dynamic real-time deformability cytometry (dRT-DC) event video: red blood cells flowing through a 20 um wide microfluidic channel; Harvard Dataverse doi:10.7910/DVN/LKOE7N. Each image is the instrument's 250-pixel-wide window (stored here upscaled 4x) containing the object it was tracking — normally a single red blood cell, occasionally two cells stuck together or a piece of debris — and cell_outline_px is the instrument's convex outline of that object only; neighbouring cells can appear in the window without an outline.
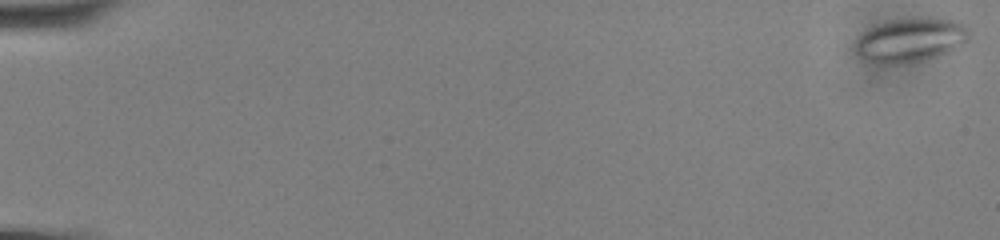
{"species": "common noctule bat (a hibernating species)", "species_latin": "Nyctalus noctula", "temperature_condition": "cold", "stored_images_in_passage": 13, "camera_frame_rate_fps": 3000, "um_per_image_px": 0.085, "animal": {"sex": "male", "body_mass_g": 13.0, "forearm_length_mm": 53.1}, "frame": {"image": 1, "passage_image": 1, "time_ms": 0.0, "image_size_px": [1000, 240], "cell_outline_px": [[972, 32], [968, 40], [964, 44], [936, 56], [920, 60], [900, 64], [880, 64], [864, 60], [856, 52], [856, 36], [872, 28], [896, 20], [920, 16], [956, 20], [968, 24]], "centroid_in_image_um": [77.46, 3.38], "position_along_channel_um": 7.5, "area_um2": 29.3}}